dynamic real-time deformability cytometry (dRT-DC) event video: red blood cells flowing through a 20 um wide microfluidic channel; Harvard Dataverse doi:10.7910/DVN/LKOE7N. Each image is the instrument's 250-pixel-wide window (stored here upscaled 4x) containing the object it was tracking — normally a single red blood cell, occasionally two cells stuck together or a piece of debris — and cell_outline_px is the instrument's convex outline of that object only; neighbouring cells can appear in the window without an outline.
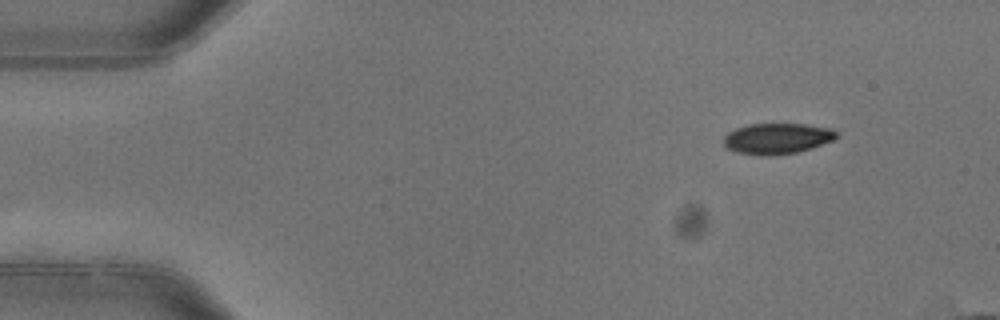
{"species": "common noctule bat (a hibernating species)", "species_latin": "Nyctalus noctula", "temperature_condition": "warm", "stored_images_in_passage": 2, "camera_frame_rate_fps": 3000, "um_per_image_px": 0.085, "animal": {"sex": "female"}, "frame": {"image": 1, "passage_image": 2, "time_ms": 0.333, "image_size_px": [1000, 320], "cell_outline_px": [[836, 136], [832, 140], [796, 152], [772, 156], [760, 156], [736, 152], [728, 148], [724, 144], [724, 136], [728, 132], [736, 128], [748, 124], [804, 124], [832, 128], [836, 132]], "centroid_in_image_um": [66.0, 11.77], "position_along_channel_um": 19.0, "area_um2": 20.06}}